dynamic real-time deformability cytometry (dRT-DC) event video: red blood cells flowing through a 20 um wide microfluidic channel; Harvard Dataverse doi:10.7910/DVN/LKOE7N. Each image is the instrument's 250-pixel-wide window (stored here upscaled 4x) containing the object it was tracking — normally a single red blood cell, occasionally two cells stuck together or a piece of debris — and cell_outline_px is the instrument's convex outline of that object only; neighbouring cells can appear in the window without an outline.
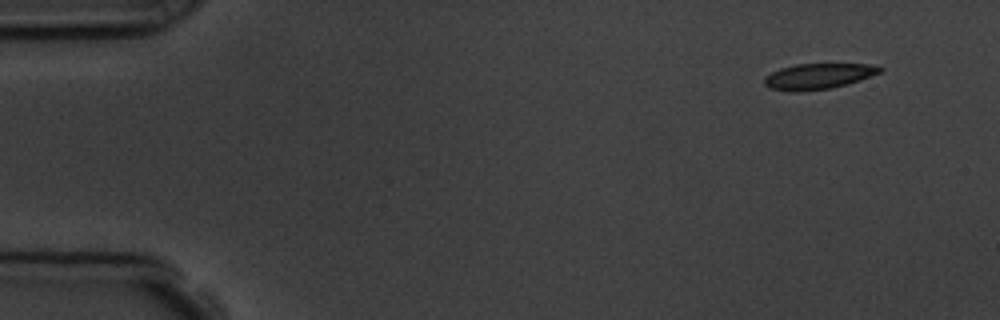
{"species": "common noctule bat (a hibernating species)", "species_latin": "Nyctalus noctula", "temperature_condition": "room temperature", "stored_images_in_passage": 4, "camera_frame_rate_fps": 3000, "um_per_image_px": 0.085, "animal": {"sex": "male", "body_mass_g": 19.5, "forearm_length_mm": 54.6}, "frame": {"image": 1, "passage_image": 1, "time_ms": 0.0, "image_size_px": [1000, 320], "cell_outline_px": [[884, 68], [880, 72], [844, 84], [828, 88], [796, 92], [792, 92], [768, 88], [764, 84], [764, 76], [780, 68], [796, 64], [868, 64]], "centroid_in_image_um": [69.45, 6.48], "position_along_channel_um": 15.6, "area_um2": 16.94}}
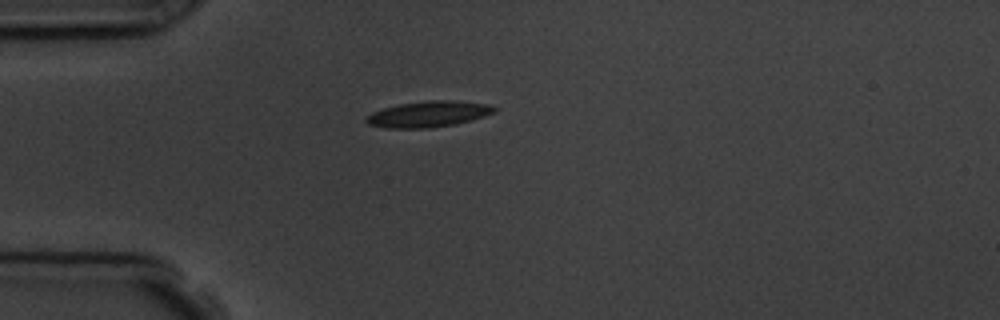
{"frame": {"image": 2, "passage_image": 4, "time_ms": 3.333, "image_size_px": [1000, 320], "cell_outline_px": [[496, 112], [472, 120], [456, 124], [428, 128], [384, 128], [368, 124], [364, 120], [372, 112], [384, 108], [400, 104], [428, 100], [452, 100], [488, 104], [496, 108]], "centroid_in_image_um": [36.42, 9.7], "position_along_channel_um": 48.6, "area_um2": 19.36}}